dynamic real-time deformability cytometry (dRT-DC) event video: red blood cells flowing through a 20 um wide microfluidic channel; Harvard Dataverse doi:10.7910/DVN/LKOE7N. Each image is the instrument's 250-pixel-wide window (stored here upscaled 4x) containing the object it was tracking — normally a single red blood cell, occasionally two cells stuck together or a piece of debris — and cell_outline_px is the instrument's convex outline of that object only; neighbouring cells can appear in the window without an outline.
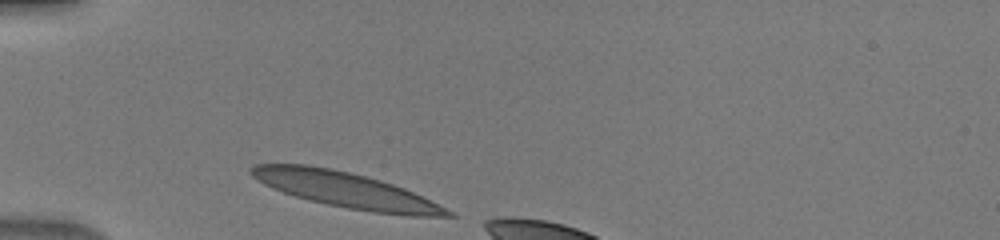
{"species": "human", "species_latin": "Homo sapiens", "temperature_condition": "warm", "stored_images_in_passage": 6, "camera_frame_rate_fps": 3000, "um_per_image_px": 0.085, "donor": {"sex": "male"}, "frame": {"image": 1, "passage_image": 1, "time_ms": 0.0, "image_size_px": [1000, 240], "cell_outline_px": [[456, 216], [408, 216], [372, 212], [348, 208], [308, 200], [272, 188], [256, 180], [248, 172], [256, 164], [308, 164], [332, 168], [380, 180], [404, 188], [452, 212]], "centroid_in_image_um": [29.33, 16.13], "position_along_channel_um": 55.7, "area_um2": 39.94}}